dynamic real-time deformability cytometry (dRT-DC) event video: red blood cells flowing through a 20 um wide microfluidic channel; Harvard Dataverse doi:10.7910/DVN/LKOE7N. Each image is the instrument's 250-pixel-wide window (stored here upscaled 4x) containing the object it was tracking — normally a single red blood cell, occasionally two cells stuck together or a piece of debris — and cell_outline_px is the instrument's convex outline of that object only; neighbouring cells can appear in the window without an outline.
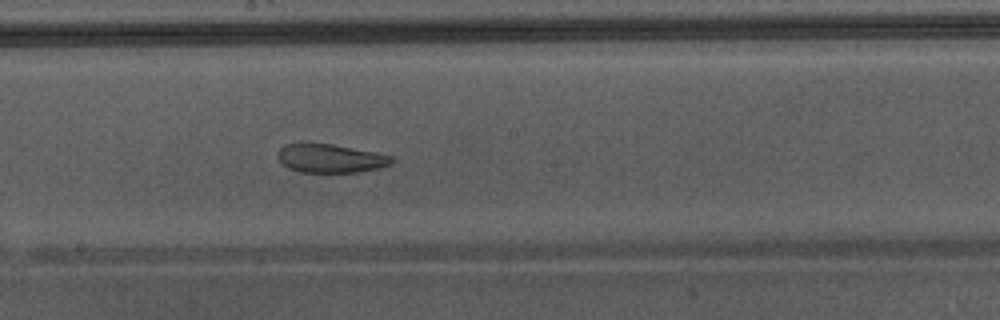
{"species": "Egyptian fruit bat (a non-hibernating species)", "species_latin": "Rousettus aegyptiacus", "temperature_condition": "warm", "stored_images_in_passage": 48, "camera_frame_rate_fps": 3000, "um_per_image_px": 0.085, "animal": {"sex": "male"}, "frame": {"image": 1, "passage_image": 28, "time_ms": 9.0, "image_size_px": [1000, 320], "cell_outline_px": [[396, 160], [392, 164], [380, 168], [356, 172], [300, 172], [288, 168], [276, 156], [280, 148], [284, 144], [300, 140], [332, 144], [376, 152], [392, 156]], "centroid_in_image_um": [28.06, 13.42], "position_along_channel_um": 220.1, "area_um2": 19.65}, "authors_computed_cell_mechanics": {"area_um2": 27.7151, "velocity_mm_per_s": 4.3663, "shape_relaxation_time_tau1_ms": null, "shape_relaxation_time_tau2_ms": 1.4769, "deformation_change_tau1": null, "deformation_change_tau2": 0.0698}}